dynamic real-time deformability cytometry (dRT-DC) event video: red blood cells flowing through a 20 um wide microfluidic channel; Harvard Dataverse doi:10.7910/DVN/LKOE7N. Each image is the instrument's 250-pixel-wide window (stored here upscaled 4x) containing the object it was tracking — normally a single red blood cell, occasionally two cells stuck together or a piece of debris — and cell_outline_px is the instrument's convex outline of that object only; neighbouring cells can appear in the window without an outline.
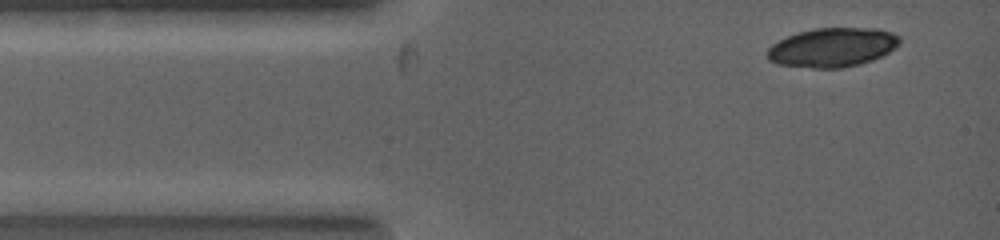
{"species": "common noctule bat (a hibernating species)", "species_latin": "Nyctalus noctula", "temperature_condition": "warm", "stored_images_in_passage": 5, "camera_frame_rate_fps": 5000, "um_per_image_px": 0.085, "animal": {"sex": "female", "body_mass_g": 19.0, "forearm_length_mm": 53.3}, "frame": {"image": 1, "passage_image": 2, "time_ms": 0.4, "image_size_px": [1000, 240], "cell_outline_px": [[900, 44], [888, 52], [872, 60], [840, 68], [816, 68], [776, 64], [768, 60], [768, 48], [772, 44], [788, 36], [800, 32], [816, 28], [876, 28], [892, 32], [900, 36]], "centroid_in_image_um": [70.76, 4.02], "position_along_channel_um": 14.2, "area_um2": 29.94}}